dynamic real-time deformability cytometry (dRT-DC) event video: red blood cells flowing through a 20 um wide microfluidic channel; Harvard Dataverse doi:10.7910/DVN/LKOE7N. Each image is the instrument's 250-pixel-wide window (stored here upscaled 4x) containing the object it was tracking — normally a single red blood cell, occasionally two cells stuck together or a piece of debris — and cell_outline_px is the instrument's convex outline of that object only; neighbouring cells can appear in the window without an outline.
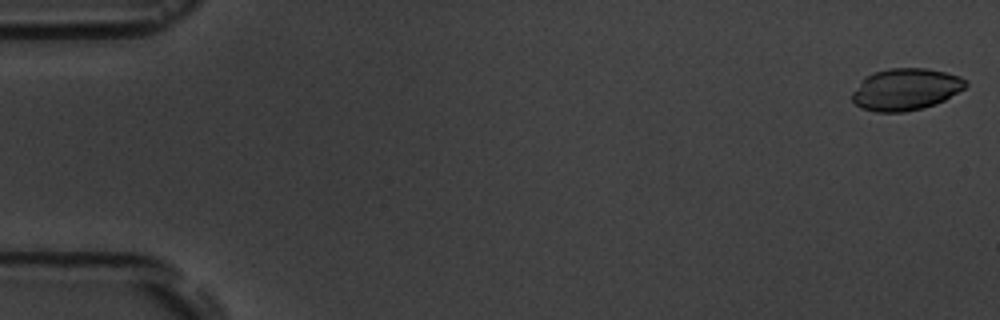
{"species": "common noctule bat (a hibernating species)", "species_latin": "Nyctalus noctula", "temperature_condition": "room temperature", "stored_images_in_passage": 6, "camera_frame_rate_fps": 3000, "um_per_image_px": 0.085, "animal": {"sex": "male", "body_mass_g": 19.5, "forearm_length_mm": 54.6}, "frame": {"image": 1, "passage_image": 1, "time_ms": 0.0, "image_size_px": [1000, 320], "cell_outline_px": [[968, 84], [964, 88], [944, 100], [936, 104], [904, 112], [876, 112], [860, 108], [852, 100], [852, 92], [864, 76], [872, 72], [888, 68], [928, 68], [960, 76], [968, 80]], "centroid_in_image_um": [76.96, 7.58], "position_along_channel_um": 8.0, "area_um2": 27.86}}
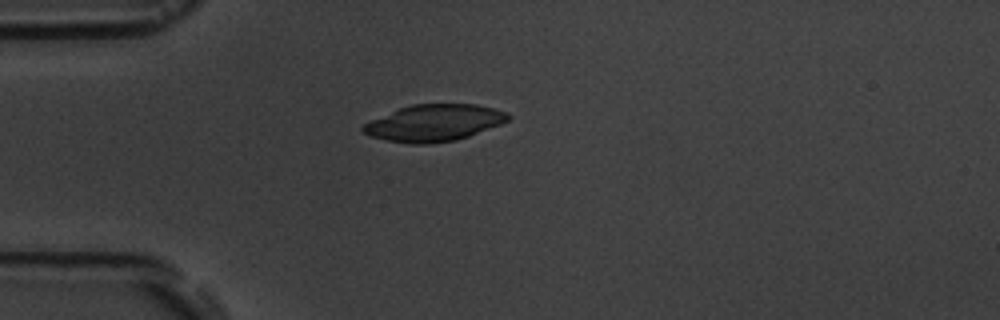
{"frame": {"image": 2, "passage_image": 5, "time_ms": 4.667, "image_size_px": [1000, 320], "cell_outline_px": [[512, 116], [508, 120], [500, 124], [468, 136], [456, 140], [424, 144], [408, 144], [368, 136], [360, 132], [360, 128], [364, 124], [372, 120], [400, 108], [412, 104], [476, 104], [496, 108], [508, 112]], "centroid_in_image_um": [36.9, 10.44], "position_along_channel_um": 48.1, "area_um2": 30.98}}